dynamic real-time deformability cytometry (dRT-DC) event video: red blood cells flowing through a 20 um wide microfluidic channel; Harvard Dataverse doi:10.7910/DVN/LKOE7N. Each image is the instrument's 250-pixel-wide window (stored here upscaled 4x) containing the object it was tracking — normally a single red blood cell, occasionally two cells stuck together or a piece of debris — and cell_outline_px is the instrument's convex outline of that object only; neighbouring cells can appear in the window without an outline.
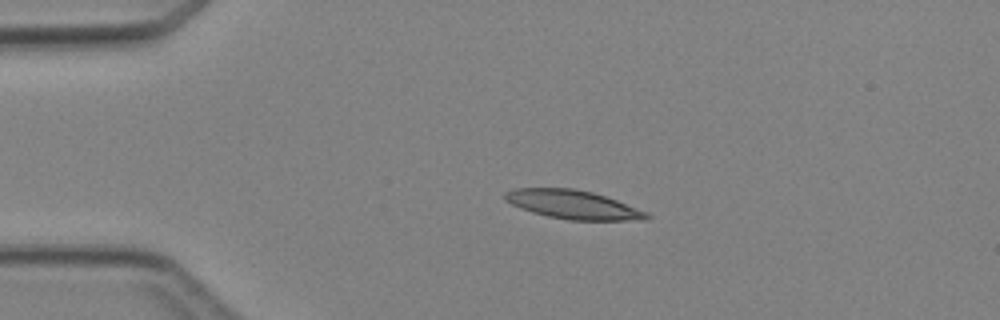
{"species": "Egyptian fruit bat (a non-hibernating species)", "species_latin": "Rousettus aegyptiacus", "temperature_condition": "cold", "stored_images_in_passage": 4, "camera_frame_rate_fps": 3000, "um_per_image_px": 0.085, "animal": {"sex": "female"}, "frame": {"image": 1, "passage_image": 3, "time_ms": 2.333, "image_size_px": [1000, 320], "cell_outline_px": [[652, 216], [648, 220], [568, 220], [548, 216], [532, 212], [520, 208], [504, 200], [504, 192], [516, 188], [572, 188], [592, 192], [616, 200], [648, 212]], "centroid_in_image_um": [48.71, 17.39], "position_along_channel_um": 36.3, "area_um2": 23.7}}